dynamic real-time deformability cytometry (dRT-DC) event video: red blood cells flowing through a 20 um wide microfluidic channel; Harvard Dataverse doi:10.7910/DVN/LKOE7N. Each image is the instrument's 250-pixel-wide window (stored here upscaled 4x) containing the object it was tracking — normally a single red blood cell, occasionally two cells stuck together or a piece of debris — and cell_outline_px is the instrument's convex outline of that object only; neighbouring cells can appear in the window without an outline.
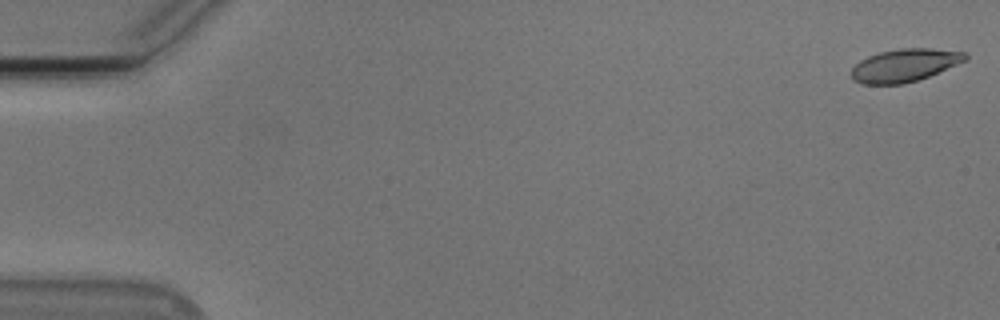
{"species": "Egyptian fruit bat (a non-hibernating species)", "species_latin": "Rousettus aegyptiacus", "temperature_condition": "cold", "stored_images_in_passage": 55, "camera_frame_rate_fps": 3000, "um_per_image_px": 0.085, "animal": {"sex": "male"}, "frame": {"image": 1, "passage_image": 1, "time_ms": 0.0, "image_size_px": [1000, 320], "cell_outline_px": [[968, 60], [928, 76], [904, 84], [864, 84], [852, 80], [852, 68], [860, 60], [868, 56], [880, 52], [900, 48], [932, 48], [968, 52]], "centroid_in_image_um": [76.92, 5.54], "position_along_channel_um": 8.1, "area_um2": 21.85}}
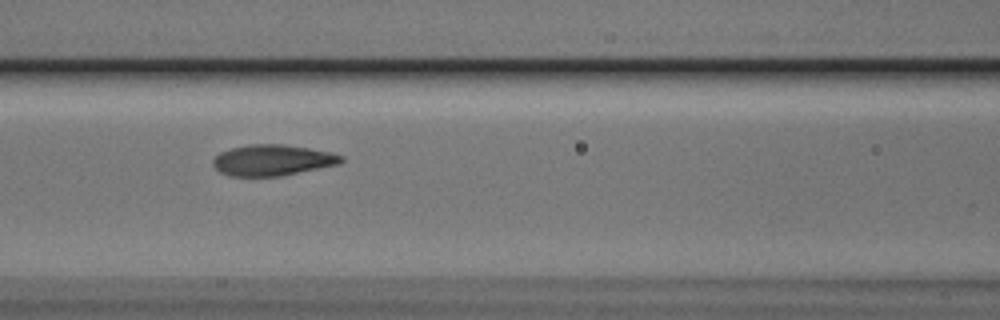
{"frame": {"image": 2, "passage_image": 24, "time_ms": 7.667, "image_size_px": [1000, 320], "cell_outline_px": [[344, 160], [340, 164], [280, 176], [232, 176], [220, 172], [212, 164], [212, 160], [220, 152], [232, 148], [248, 144], [284, 144], [332, 152], [344, 156]], "centroid_in_image_um": [23.18, 13.61], "position_along_channel_um": 143.4, "area_um2": 23.18}}
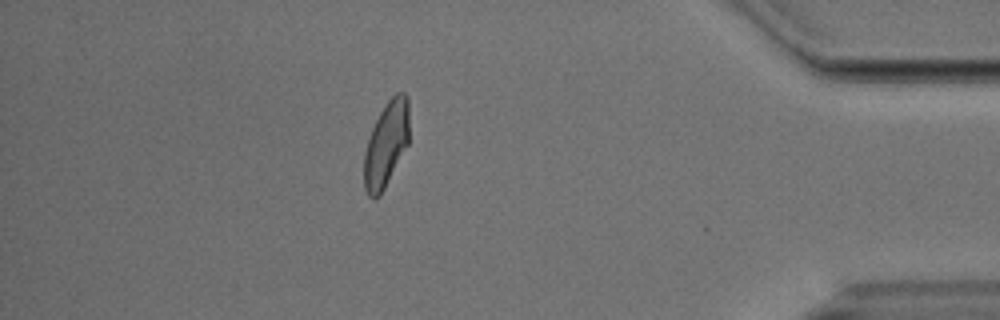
{"frame": {"image": 3, "passage_image": 48, "time_ms": 15.667, "image_size_px": [1000, 320], "cell_outline_px": [[408, 144], [380, 196], [372, 200], [368, 196], [364, 188], [364, 152], [372, 128], [380, 112], [388, 100], [396, 92], [404, 92], [408, 96]], "centroid_in_image_um": [32.81, 12.27], "position_along_channel_um": 402.4, "area_um2": 22.37}, "authors_computed_cell_mechanics": {"area_um2": 23.0044, "velocity_mm_per_s": 3.7564, "shape_relaxation_time_tau1_ms": 3.4191, "shape_relaxation_time_tau2_ms": 1.7082, "deformation_change_tau1": 0.1424, "deformation_change_tau2": 0.0716}}